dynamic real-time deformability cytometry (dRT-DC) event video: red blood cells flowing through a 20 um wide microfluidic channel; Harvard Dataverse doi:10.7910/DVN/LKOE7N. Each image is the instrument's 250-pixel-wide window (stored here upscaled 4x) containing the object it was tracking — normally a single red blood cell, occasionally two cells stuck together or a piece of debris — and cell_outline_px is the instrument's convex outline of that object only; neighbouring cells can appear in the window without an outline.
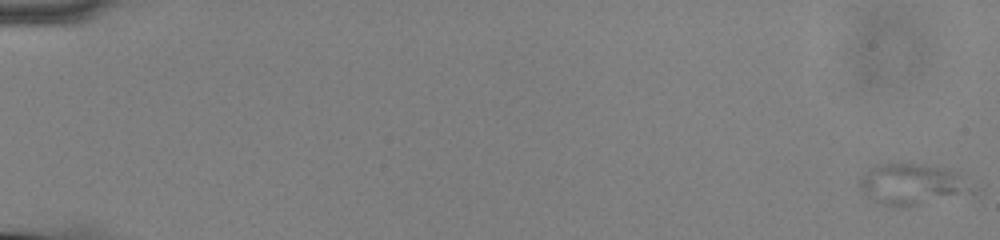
{"species": "common noctule bat (a hibernating species)", "species_latin": "Nyctalus noctula", "temperature_condition": "cold", "stored_images_in_passage": 58, "camera_frame_rate_fps": 3000, "um_per_image_px": 0.085, "animal": {"sex": "male", "body_mass_g": 13.0, "forearm_length_mm": 53.1}, "frame": {"image": 1, "passage_image": 1, "time_ms": 0.0, "image_size_px": [1000, 240], "cell_outline_px": [[976, 192], [916, 204], [884, 204], [876, 200], [864, 192], [860, 188], [860, 180], [872, 168], [884, 164], [920, 164], [948, 168], [956, 172], [976, 188]], "centroid_in_image_um": [77.63, 15.62], "position_along_channel_um": 7.4, "area_um2": 25.61}}
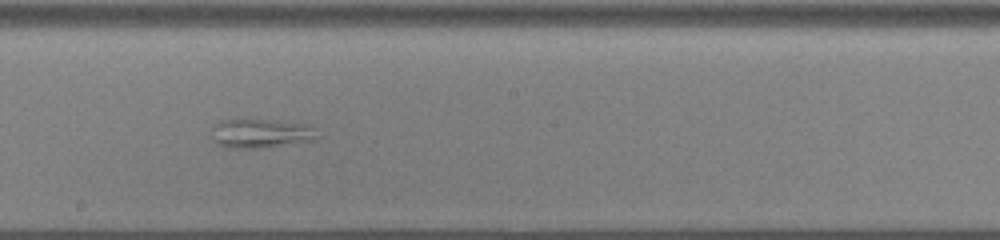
{"frame": {"image": 2, "passage_image": 34, "time_ms": 11.0, "image_size_px": [1000, 240], "cell_outline_px": [[320, 140], [264, 148], [228, 148], [216, 144], [212, 140], [212, 124], [220, 120], [272, 120], [304, 124], [312, 128]], "centroid_in_image_um": [22.13, 11.36], "position_along_channel_um": 226.1, "area_um2": 18.15}}
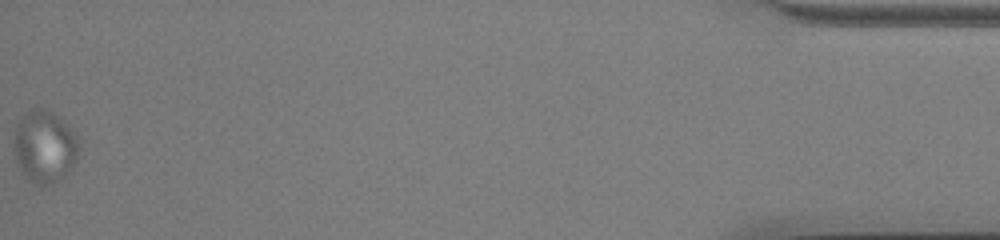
{"frame": {"image": 3, "passage_image": 58, "time_ms": 19.0, "image_size_px": [1000, 240], "cell_outline_px": [[80, 148], [76, 160], [64, 176], [60, 180], [52, 184], [40, 188], [32, 184], [20, 172], [16, 164], [12, 132], [16, 124], [28, 108], [44, 108], [52, 112], [76, 136], [80, 144]], "centroid_in_image_um": [3.72, 12.51], "position_along_channel_um": 431.5, "area_um2": 27.98}}